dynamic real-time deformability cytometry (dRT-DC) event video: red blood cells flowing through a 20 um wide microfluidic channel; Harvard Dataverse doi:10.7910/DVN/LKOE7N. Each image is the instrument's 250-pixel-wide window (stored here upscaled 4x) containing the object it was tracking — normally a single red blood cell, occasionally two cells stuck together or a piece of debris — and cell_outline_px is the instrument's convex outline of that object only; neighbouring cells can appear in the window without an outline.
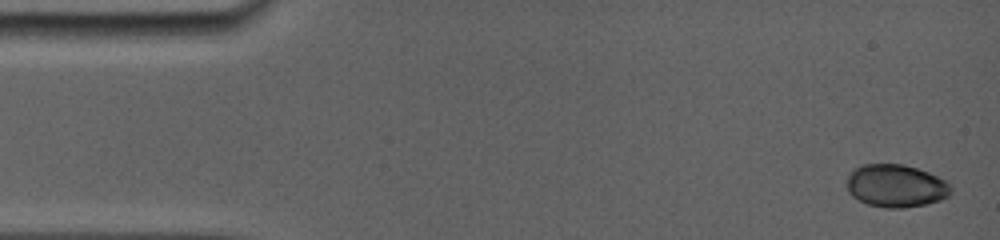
{"species": "common noctule bat (a hibernating species)", "species_latin": "Nyctalus noctula", "temperature_condition": "room temperature", "stored_images_in_passage": 19, "camera_frame_rate_fps": 5000, "um_per_image_px": 0.085, "animal": {"sex": "female", "body_mass_g": 19.0, "forearm_length_mm": 56.7}, "frame": {"image": 1, "passage_image": 1, "time_ms": 0.0, "image_size_px": [1000, 240], "cell_outline_px": [[952, 192], [948, 196], [940, 200], [924, 204], [904, 208], [884, 208], [868, 204], [852, 196], [848, 192], [848, 172], [864, 164], [904, 164], [928, 172], [944, 180], [952, 188]], "centroid_in_image_um": [76.14, 15.8], "position_along_channel_um": 8.9, "area_um2": 25.84}}
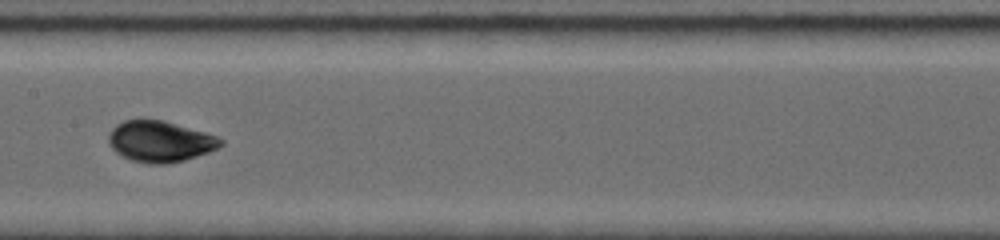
{"frame": {"image": 2, "passage_image": 11, "time_ms": 7.8, "image_size_px": [1000, 240], "cell_outline_px": [[224, 144], [208, 152], [184, 160], [164, 164], [148, 164], [132, 160], [120, 156], [108, 144], [108, 136], [112, 128], [116, 124], [124, 120], [144, 116], [164, 120], [204, 132], [216, 136], [224, 140]], "centroid_in_image_um": [13.55, 11.98], "position_along_channel_um": 193.9, "area_um2": 27.34}}
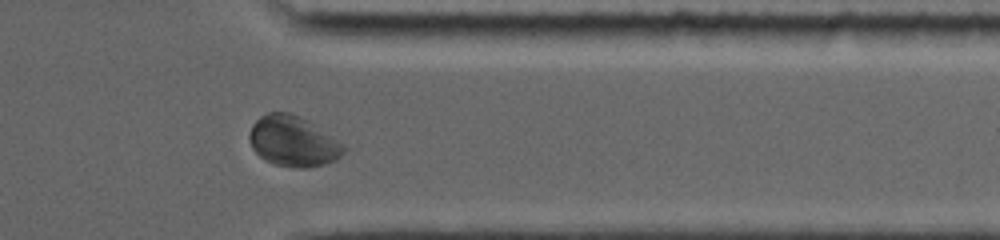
{"frame": {"image": 3, "passage_image": 16, "time_ms": 12.8, "image_size_px": [1000, 240], "cell_outline_px": [[348, 148], [336, 160], [324, 164], [308, 168], [292, 168], [276, 164], [264, 160], [252, 148], [248, 136], [248, 132], [252, 124], [260, 116], [268, 112], [288, 112], [300, 116], [308, 120], [344, 144]], "centroid_in_image_um": [24.91, 12.01], "position_along_channel_um": 386.5, "area_um2": 28.03}, "authors_computed_cell_mechanics": {"area_um2": 26.0678, "velocity_mm_per_s": 3.8562, "shape_relaxation_time_tau1_ms": 3.9553, "shape_relaxation_time_tau2_ms": null, "deformation_change_tau1": 0.1304, "deformation_change_tau2": null}}